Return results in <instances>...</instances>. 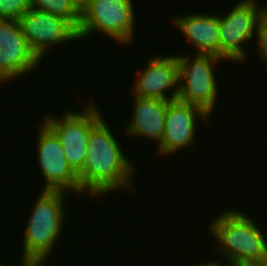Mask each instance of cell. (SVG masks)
Masks as SVG:
<instances>
[{
    "label": "cell",
    "instance_id": "obj_1",
    "mask_svg": "<svg viewBox=\"0 0 267 266\" xmlns=\"http://www.w3.org/2000/svg\"><path fill=\"white\" fill-rule=\"evenodd\" d=\"M104 117L92 128L83 168L77 173L80 193L92 197L110 194L120 188H132L133 164L123 154Z\"/></svg>",
    "mask_w": 267,
    "mask_h": 266
},
{
    "label": "cell",
    "instance_id": "obj_2",
    "mask_svg": "<svg viewBox=\"0 0 267 266\" xmlns=\"http://www.w3.org/2000/svg\"><path fill=\"white\" fill-rule=\"evenodd\" d=\"M66 193L61 190H41L25 228L21 265H43L50 258L63 231L66 217L63 199Z\"/></svg>",
    "mask_w": 267,
    "mask_h": 266
},
{
    "label": "cell",
    "instance_id": "obj_3",
    "mask_svg": "<svg viewBox=\"0 0 267 266\" xmlns=\"http://www.w3.org/2000/svg\"><path fill=\"white\" fill-rule=\"evenodd\" d=\"M213 220L209 230L227 262H267V240L253 218L229 209Z\"/></svg>",
    "mask_w": 267,
    "mask_h": 266
},
{
    "label": "cell",
    "instance_id": "obj_4",
    "mask_svg": "<svg viewBox=\"0 0 267 266\" xmlns=\"http://www.w3.org/2000/svg\"><path fill=\"white\" fill-rule=\"evenodd\" d=\"M179 62V96L182 102L200 107L209 116L215 108L218 87L214 74L215 63L224 59L213 54L177 55Z\"/></svg>",
    "mask_w": 267,
    "mask_h": 266
},
{
    "label": "cell",
    "instance_id": "obj_5",
    "mask_svg": "<svg viewBox=\"0 0 267 266\" xmlns=\"http://www.w3.org/2000/svg\"><path fill=\"white\" fill-rule=\"evenodd\" d=\"M134 23L132 0H92L81 13L78 36L82 39L99 31L125 45L134 39Z\"/></svg>",
    "mask_w": 267,
    "mask_h": 266
},
{
    "label": "cell",
    "instance_id": "obj_6",
    "mask_svg": "<svg viewBox=\"0 0 267 266\" xmlns=\"http://www.w3.org/2000/svg\"><path fill=\"white\" fill-rule=\"evenodd\" d=\"M79 112L68 111L63 117L46 116L44 123L59 138L70 167L78 173L87 156V144L92 128L102 119L95 104L89 103Z\"/></svg>",
    "mask_w": 267,
    "mask_h": 266
},
{
    "label": "cell",
    "instance_id": "obj_7",
    "mask_svg": "<svg viewBox=\"0 0 267 266\" xmlns=\"http://www.w3.org/2000/svg\"><path fill=\"white\" fill-rule=\"evenodd\" d=\"M254 0H242L226 15H219L220 57L231 62H242L246 51L242 43L256 35L260 20L265 16V7H257ZM255 30V31H254Z\"/></svg>",
    "mask_w": 267,
    "mask_h": 266
},
{
    "label": "cell",
    "instance_id": "obj_8",
    "mask_svg": "<svg viewBox=\"0 0 267 266\" xmlns=\"http://www.w3.org/2000/svg\"><path fill=\"white\" fill-rule=\"evenodd\" d=\"M39 126L36 151L40 172L47 182L43 185V190L73 191L80 194L78 174L68 164L59 138L44 122Z\"/></svg>",
    "mask_w": 267,
    "mask_h": 266
},
{
    "label": "cell",
    "instance_id": "obj_9",
    "mask_svg": "<svg viewBox=\"0 0 267 266\" xmlns=\"http://www.w3.org/2000/svg\"><path fill=\"white\" fill-rule=\"evenodd\" d=\"M18 22L29 47L41 62L49 46L79 39L78 30L69 21L33 7Z\"/></svg>",
    "mask_w": 267,
    "mask_h": 266
},
{
    "label": "cell",
    "instance_id": "obj_10",
    "mask_svg": "<svg viewBox=\"0 0 267 266\" xmlns=\"http://www.w3.org/2000/svg\"><path fill=\"white\" fill-rule=\"evenodd\" d=\"M39 64L18 20L0 19V83L31 73Z\"/></svg>",
    "mask_w": 267,
    "mask_h": 266
},
{
    "label": "cell",
    "instance_id": "obj_11",
    "mask_svg": "<svg viewBox=\"0 0 267 266\" xmlns=\"http://www.w3.org/2000/svg\"><path fill=\"white\" fill-rule=\"evenodd\" d=\"M209 120L200 107L178 100L170 101L167 106L166 122L161 143L157 146L162 156L173 155L180 148L192 146L196 135L197 117ZM196 117V118H195Z\"/></svg>",
    "mask_w": 267,
    "mask_h": 266
},
{
    "label": "cell",
    "instance_id": "obj_12",
    "mask_svg": "<svg viewBox=\"0 0 267 266\" xmlns=\"http://www.w3.org/2000/svg\"><path fill=\"white\" fill-rule=\"evenodd\" d=\"M147 67L137 71L133 94L142 98H157L174 101L179 96V62L177 55L155 56L146 63ZM174 89L168 97L166 92Z\"/></svg>",
    "mask_w": 267,
    "mask_h": 266
},
{
    "label": "cell",
    "instance_id": "obj_13",
    "mask_svg": "<svg viewBox=\"0 0 267 266\" xmlns=\"http://www.w3.org/2000/svg\"><path fill=\"white\" fill-rule=\"evenodd\" d=\"M133 117L127 125L126 133L130 136L152 139L161 143L167 106L170 101L157 98H142L134 96Z\"/></svg>",
    "mask_w": 267,
    "mask_h": 266
},
{
    "label": "cell",
    "instance_id": "obj_14",
    "mask_svg": "<svg viewBox=\"0 0 267 266\" xmlns=\"http://www.w3.org/2000/svg\"><path fill=\"white\" fill-rule=\"evenodd\" d=\"M198 53L220 57L219 15L189 13L172 20Z\"/></svg>",
    "mask_w": 267,
    "mask_h": 266
},
{
    "label": "cell",
    "instance_id": "obj_15",
    "mask_svg": "<svg viewBox=\"0 0 267 266\" xmlns=\"http://www.w3.org/2000/svg\"><path fill=\"white\" fill-rule=\"evenodd\" d=\"M30 7L64 18L79 29L81 12L71 0H30Z\"/></svg>",
    "mask_w": 267,
    "mask_h": 266
},
{
    "label": "cell",
    "instance_id": "obj_16",
    "mask_svg": "<svg viewBox=\"0 0 267 266\" xmlns=\"http://www.w3.org/2000/svg\"><path fill=\"white\" fill-rule=\"evenodd\" d=\"M30 9V0H0V19L18 20Z\"/></svg>",
    "mask_w": 267,
    "mask_h": 266
},
{
    "label": "cell",
    "instance_id": "obj_17",
    "mask_svg": "<svg viewBox=\"0 0 267 266\" xmlns=\"http://www.w3.org/2000/svg\"><path fill=\"white\" fill-rule=\"evenodd\" d=\"M256 41L257 43V49H258V53L261 57V59H263L264 63L267 64V17L264 16L257 27L256 30Z\"/></svg>",
    "mask_w": 267,
    "mask_h": 266
},
{
    "label": "cell",
    "instance_id": "obj_18",
    "mask_svg": "<svg viewBox=\"0 0 267 266\" xmlns=\"http://www.w3.org/2000/svg\"><path fill=\"white\" fill-rule=\"evenodd\" d=\"M92 0H71L75 7L82 13Z\"/></svg>",
    "mask_w": 267,
    "mask_h": 266
},
{
    "label": "cell",
    "instance_id": "obj_19",
    "mask_svg": "<svg viewBox=\"0 0 267 266\" xmlns=\"http://www.w3.org/2000/svg\"><path fill=\"white\" fill-rule=\"evenodd\" d=\"M230 266H261V264L253 262H230Z\"/></svg>",
    "mask_w": 267,
    "mask_h": 266
},
{
    "label": "cell",
    "instance_id": "obj_20",
    "mask_svg": "<svg viewBox=\"0 0 267 266\" xmlns=\"http://www.w3.org/2000/svg\"><path fill=\"white\" fill-rule=\"evenodd\" d=\"M197 266H222V264L220 263V262H217V261H209V262H207L206 261V263H200V265H197ZM227 266H230V261H229V265H227Z\"/></svg>",
    "mask_w": 267,
    "mask_h": 266
},
{
    "label": "cell",
    "instance_id": "obj_21",
    "mask_svg": "<svg viewBox=\"0 0 267 266\" xmlns=\"http://www.w3.org/2000/svg\"><path fill=\"white\" fill-rule=\"evenodd\" d=\"M26 266H44V265H39V264H26Z\"/></svg>",
    "mask_w": 267,
    "mask_h": 266
},
{
    "label": "cell",
    "instance_id": "obj_22",
    "mask_svg": "<svg viewBox=\"0 0 267 266\" xmlns=\"http://www.w3.org/2000/svg\"><path fill=\"white\" fill-rule=\"evenodd\" d=\"M264 7H265V16L267 17V6Z\"/></svg>",
    "mask_w": 267,
    "mask_h": 266
},
{
    "label": "cell",
    "instance_id": "obj_23",
    "mask_svg": "<svg viewBox=\"0 0 267 266\" xmlns=\"http://www.w3.org/2000/svg\"><path fill=\"white\" fill-rule=\"evenodd\" d=\"M261 266H267V262L261 263Z\"/></svg>",
    "mask_w": 267,
    "mask_h": 266
}]
</instances>
